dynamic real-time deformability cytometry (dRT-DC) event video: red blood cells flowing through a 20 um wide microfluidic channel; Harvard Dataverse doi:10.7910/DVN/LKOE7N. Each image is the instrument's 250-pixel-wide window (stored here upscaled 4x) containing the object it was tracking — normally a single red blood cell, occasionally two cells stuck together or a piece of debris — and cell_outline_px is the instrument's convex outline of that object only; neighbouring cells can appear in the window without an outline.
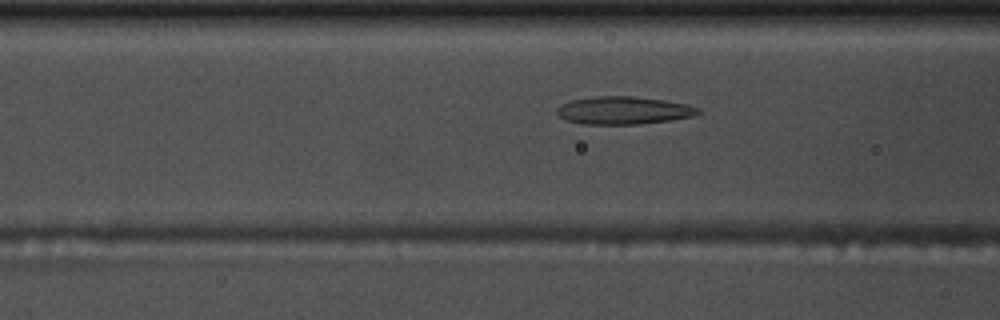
{"species": "common noctule bat (a hibernating species)", "species_latin": "Nyctalus noctula", "temperature_condition": "warm", "stored_images_in_passage": 55, "camera_frame_rate_fps": 3000, "um_per_image_px": 0.085, "animal": {"sex": "male", "body_mass_g": 17.5, "forearm_length_mm": 52.3}, "frame": {"image": 1, "passage_image": 21, "time_ms": 6.667, "image_size_px": [1000, 320], "cell_outline_px": [[700, 112], [696, 116], [668, 120], [636, 124], [584, 124], [564, 120], [556, 112], [556, 108], [560, 104], [572, 100], [596, 96], [632, 96], [664, 100], [688, 104], [700, 108]], "centroid_in_image_um": [52.99, 9.38], "position_along_channel_um": 113.6, "area_um2": 22.89}}
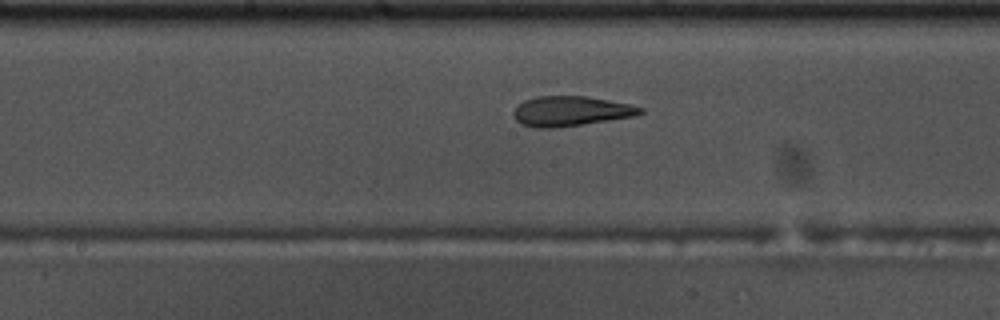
{"frame": {"image": 2, "passage_image": 28, "time_ms": 9.0, "image_size_px": [1000, 320], "cell_outline_px": [[644, 112], [632, 116], [556, 128], [536, 128], [520, 124], [516, 120], [512, 112], [524, 100], [536, 96], [588, 96], [628, 104], [644, 108]], "centroid_in_image_um": [48.47, 9.44], "position_along_channel_um": 199.7, "area_um2": 21.91}}
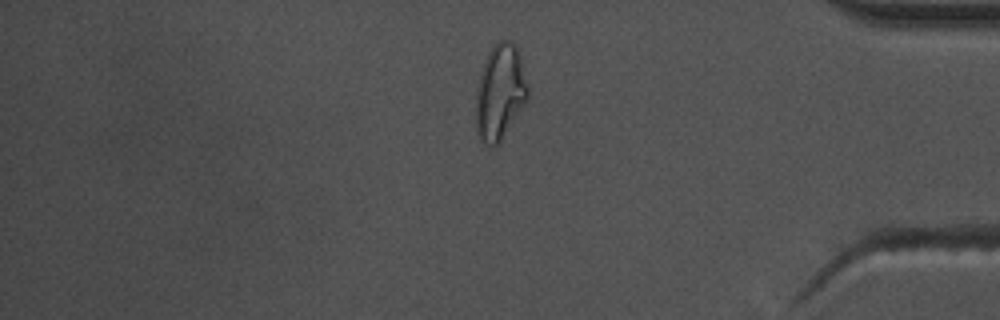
{"frame": {"image": 3, "passage_image": 46, "time_ms": 15.0, "image_size_px": [1000, 320], "cell_outline_px": [[528, 100], [500, 140], [492, 148], [484, 144], [476, 128], [476, 92], [484, 60], [488, 52], [496, 40], [508, 40], [516, 44], [520, 52], [528, 88]], "centroid_in_image_um": [42.51, 7.78], "position_along_channel_um": 392.7, "area_um2": 28.9}, "authors_computed_cell_mechanics": {"area_um2": 23.5246, "velocity_mm_per_s": 3.695, "shape_relaxation_time_tau1_ms": null, "shape_relaxation_time_tau2_ms": 1.6979, "deformation_change_tau1": null, "deformation_change_tau2": 0.1099}}